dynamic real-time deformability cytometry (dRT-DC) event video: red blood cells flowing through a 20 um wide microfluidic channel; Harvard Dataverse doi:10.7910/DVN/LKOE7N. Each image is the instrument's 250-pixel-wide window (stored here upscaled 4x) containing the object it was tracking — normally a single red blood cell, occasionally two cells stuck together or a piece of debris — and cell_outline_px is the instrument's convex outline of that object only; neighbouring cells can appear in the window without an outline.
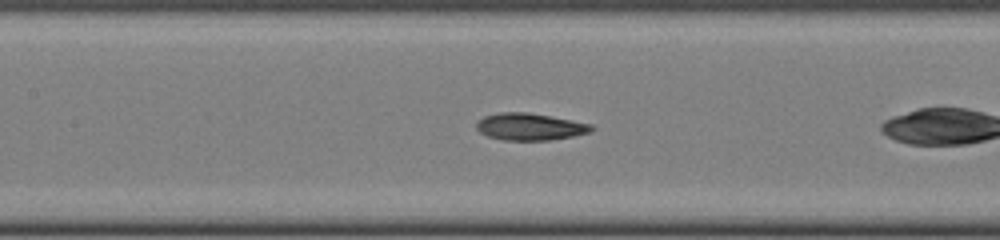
{"species": "common noctule bat (a hibernating species)", "species_latin": "Nyctalus noctula", "temperature_condition": "cold", "stored_images_in_passage": 24, "camera_frame_rate_fps": 3000, "um_per_image_px": 0.085, "animal": {"sex": "female", "body_mass_g": 22.0, "forearm_length_mm": 56.7}, "frame": {"image": 1, "passage_image": 8, "time_ms": 2.333, "image_size_px": [1000, 240], "cell_outline_px": [[596, 128], [592, 132], [552, 140], [504, 140], [488, 136], [480, 132], [476, 128], [476, 120], [484, 116], [500, 112], [528, 112], [572, 120], [592, 124]], "centroid_in_image_um": [45.05, 10.77], "position_along_channel_um": 162.3, "area_um2": 18.26}}
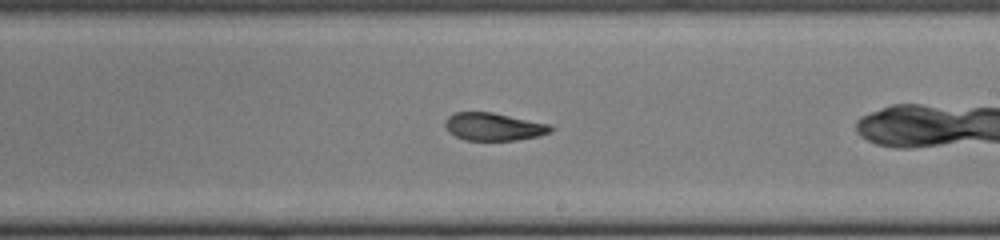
{"frame": {"image": 2, "passage_image": 14, "time_ms": 4.333, "image_size_px": [1000, 240], "cell_outline_px": [[556, 128], [552, 132], [540, 136], [516, 140], [464, 140], [448, 132], [444, 124], [444, 120], [448, 116], [456, 112], [492, 112], [552, 124]], "centroid_in_image_um": [42.01, 10.77], "position_along_channel_um": 247.0, "area_um2": 17.4}}
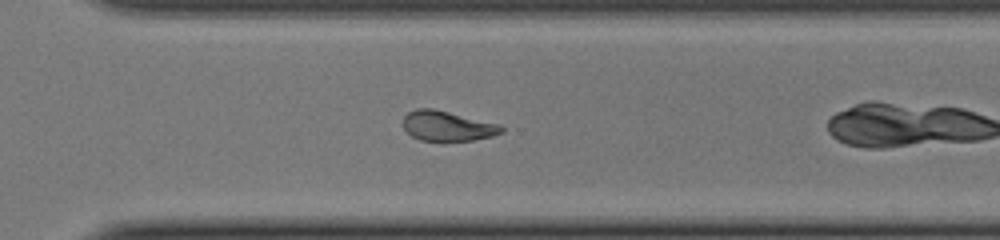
{"frame": {"image": 3, "passage_image": 20, "time_ms": 6.333, "image_size_px": [1000, 240], "cell_outline_px": [[504, 132], [492, 136], [472, 140], [444, 144], [420, 140], [412, 136], [404, 128], [404, 116], [408, 112], [416, 108], [432, 108], [500, 124], [504, 128]], "centroid_in_image_um": [38.03, 10.75], "position_along_channel_um": 332.6, "area_um2": 17.74}}